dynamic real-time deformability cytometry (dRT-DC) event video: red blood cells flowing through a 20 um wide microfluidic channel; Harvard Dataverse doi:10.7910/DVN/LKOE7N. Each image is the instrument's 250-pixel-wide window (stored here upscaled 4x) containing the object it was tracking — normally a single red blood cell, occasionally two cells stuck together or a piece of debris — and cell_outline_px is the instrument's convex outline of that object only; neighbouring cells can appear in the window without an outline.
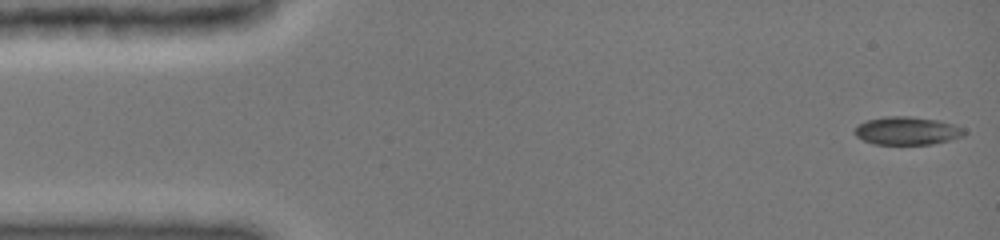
{"species": "common noctule bat (a hibernating species)", "species_latin": "Nyctalus noctula", "temperature_condition": "cold", "stored_images_in_passage": 36, "camera_frame_rate_fps": 3000, "um_per_image_px": 0.085, "animal": {"sex": "female", "body_mass_g": 19.0, "forearm_length_mm": 51.5}, "frame": {"image": 1, "passage_image": 1, "time_ms": 0.0, "image_size_px": [1000, 240], "cell_outline_px": [[968, 132], [964, 136], [932, 144], [876, 144], [864, 140], [856, 136], [852, 132], [860, 124], [868, 120], [884, 116], [912, 116], [940, 120], [964, 128]], "centroid_in_image_um": [77.14, 11.11], "position_along_channel_um": 7.9, "area_um2": 17.98}}
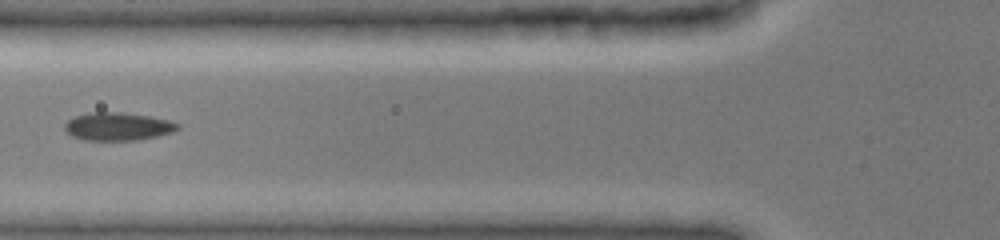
{"frame": {"image": 2, "passage_image": 26, "time_ms": 5.667, "image_size_px": [1000, 240], "cell_outline_px": [[180, 128], [172, 132], [156, 136], [136, 140], [84, 140], [72, 136], [64, 128], [64, 124], [72, 116], [92, 112], [124, 112], [172, 120], [180, 124]], "centroid_in_image_um": [10.02, 10.74], "position_along_channel_um": 115.8, "area_um2": 18.55}}
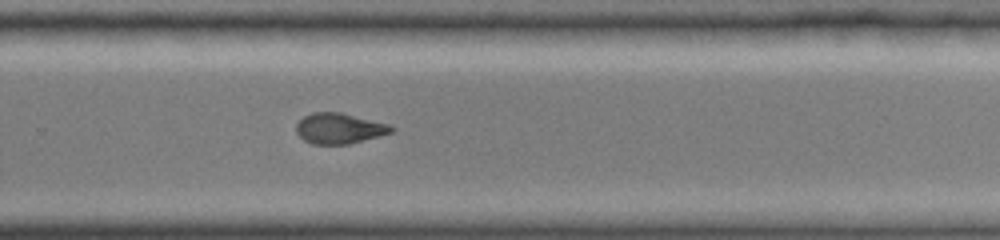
{"frame": {"image": 3, "passage_image": 36, "time_ms": 10.333, "image_size_px": [1000, 240], "cell_outline_px": [[396, 128], [392, 132], [348, 144], [312, 144], [304, 140], [296, 132], [296, 124], [304, 116], [312, 112], [340, 112], [392, 124]], "centroid_in_image_um": [28.85, 10.9], "position_along_channel_um": 300.9, "area_um2": 16.99}}